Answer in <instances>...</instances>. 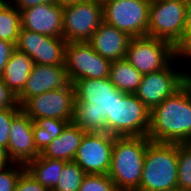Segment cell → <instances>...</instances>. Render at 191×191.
I'll return each mask as SVG.
<instances>
[{
	"label": "cell",
	"mask_w": 191,
	"mask_h": 191,
	"mask_svg": "<svg viewBox=\"0 0 191 191\" xmlns=\"http://www.w3.org/2000/svg\"><path fill=\"white\" fill-rule=\"evenodd\" d=\"M15 1V7L21 11L23 9H28L30 7H35L39 4H54L56 3V0H14Z\"/></svg>",
	"instance_id": "34"
},
{
	"label": "cell",
	"mask_w": 191,
	"mask_h": 191,
	"mask_svg": "<svg viewBox=\"0 0 191 191\" xmlns=\"http://www.w3.org/2000/svg\"><path fill=\"white\" fill-rule=\"evenodd\" d=\"M142 74L126 59L112 61L109 79L117 90L134 94L141 82Z\"/></svg>",
	"instance_id": "22"
},
{
	"label": "cell",
	"mask_w": 191,
	"mask_h": 191,
	"mask_svg": "<svg viewBox=\"0 0 191 191\" xmlns=\"http://www.w3.org/2000/svg\"><path fill=\"white\" fill-rule=\"evenodd\" d=\"M21 28L38 34L63 38V7L54 4H39L23 9Z\"/></svg>",
	"instance_id": "16"
},
{
	"label": "cell",
	"mask_w": 191,
	"mask_h": 191,
	"mask_svg": "<svg viewBox=\"0 0 191 191\" xmlns=\"http://www.w3.org/2000/svg\"><path fill=\"white\" fill-rule=\"evenodd\" d=\"M12 164L10 161V158L7 154V150L4 146L0 145V167H3L5 165H9V163Z\"/></svg>",
	"instance_id": "36"
},
{
	"label": "cell",
	"mask_w": 191,
	"mask_h": 191,
	"mask_svg": "<svg viewBox=\"0 0 191 191\" xmlns=\"http://www.w3.org/2000/svg\"><path fill=\"white\" fill-rule=\"evenodd\" d=\"M5 2V0H0V7L2 6V4Z\"/></svg>",
	"instance_id": "41"
},
{
	"label": "cell",
	"mask_w": 191,
	"mask_h": 191,
	"mask_svg": "<svg viewBox=\"0 0 191 191\" xmlns=\"http://www.w3.org/2000/svg\"><path fill=\"white\" fill-rule=\"evenodd\" d=\"M73 123L85 132L107 133L106 117L111 116L115 96L120 92L109 77L82 79L73 83Z\"/></svg>",
	"instance_id": "1"
},
{
	"label": "cell",
	"mask_w": 191,
	"mask_h": 191,
	"mask_svg": "<svg viewBox=\"0 0 191 191\" xmlns=\"http://www.w3.org/2000/svg\"><path fill=\"white\" fill-rule=\"evenodd\" d=\"M6 150L10 161L20 166L40 155L34 142L33 120L23 110L12 119Z\"/></svg>",
	"instance_id": "15"
},
{
	"label": "cell",
	"mask_w": 191,
	"mask_h": 191,
	"mask_svg": "<svg viewBox=\"0 0 191 191\" xmlns=\"http://www.w3.org/2000/svg\"><path fill=\"white\" fill-rule=\"evenodd\" d=\"M74 108L75 92L72 83L64 88L30 97L21 105V109L33 121L39 118H56L72 122Z\"/></svg>",
	"instance_id": "11"
},
{
	"label": "cell",
	"mask_w": 191,
	"mask_h": 191,
	"mask_svg": "<svg viewBox=\"0 0 191 191\" xmlns=\"http://www.w3.org/2000/svg\"><path fill=\"white\" fill-rule=\"evenodd\" d=\"M178 144L150 141L142 178L136 191H163L178 187Z\"/></svg>",
	"instance_id": "4"
},
{
	"label": "cell",
	"mask_w": 191,
	"mask_h": 191,
	"mask_svg": "<svg viewBox=\"0 0 191 191\" xmlns=\"http://www.w3.org/2000/svg\"><path fill=\"white\" fill-rule=\"evenodd\" d=\"M176 56V48L169 42L150 36L132 37L126 60L142 75L165 69Z\"/></svg>",
	"instance_id": "8"
},
{
	"label": "cell",
	"mask_w": 191,
	"mask_h": 191,
	"mask_svg": "<svg viewBox=\"0 0 191 191\" xmlns=\"http://www.w3.org/2000/svg\"><path fill=\"white\" fill-rule=\"evenodd\" d=\"M115 137L109 133L86 132L73 161L85 174H108Z\"/></svg>",
	"instance_id": "12"
},
{
	"label": "cell",
	"mask_w": 191,
	"mask_h": 191,
	"mask_svg": "<svg viewBox=\"0 0 191 191\" xmlns=\"http://www.w3.org/2000/svg\"><path fill=\"white\" fill-rule=\"evenodd\" d=\"M15 50V43L0 40V77L2 76L5 66Z\"/></svg>",
	"instance_id": "32"
},
{
	"label": "cell",
	"mask_w": 191,
	"mask_h": 191,
	"mask_svg": "<svg viewBox=\"0 0 191 191\" xmlns=\"http://www.w3.org/2000/svg\"><path fill=\"white\" fill-rule=\"evenodd\" d=\"M10 165L13 164L0 167V191H14L20 174L25 170V165L23 164L16 169L14 165L12 168L6 167Z\"/></svg>",
	"instance_id": "28"
},
{
	"label": "cell",
	"mask_w": 191,
	"mask_h": 191,
	"mask_svg": "<svg viewBox=\"0 0 191 191\" xmlns=\"http://www.w3.org/2000/svg\"><path fill=\"white\" fill-rule=\"evenodd\" d=\"M66 163L64 160L50 159L38 155L25 165V169L44 187L52 191L56 187Z\"/></svg>",
	"instance_id": "21"
},
{
	"label": "cell",
	"mask_w": 191,
	"mask_h": 191,
	"mask_svg": "<svg viewBox=\"0 0 191 191\" xmlns=\"http://www.w3.org/2000/svg\"><path fill=\"white\" fill-rule=\"evenodd\" d=\"M178 187L191 191V148L178 144Z\"/></svg>",
	"instance_id": "26"
},
{
	"label": "cell",
	"mask_w": 191,
	"mask_h": 191,
	"mask_svg": "<svg viewBox=\"0 0 191 191\" xmlns=\"http://www.w3.org/2000/svg\"><path fill=\"white\" fill-rule=\"evenodd\" d=\"M131 39L126 32L103 22L88 42L99 55L112 62L126 58Z\"/></svg>",
	"instance_id": "18"
},
{
	"label": "cell",
	"mask_w": 191,
	"mask_h": 191,
	"mask_svg": "<svg viewBox=\"0 0 191 191\" xmlns=\"http://www.w3.org/2000/svg\"><path fill=\"white\" fill-rule=\"evenodd\" d=\"M163 191H185L179 187H176V188H173V189H170V190H163Z\"/></svg>",
	"instance_id": "39"
},
{
	"label": "cell",
	"mask_w": 191,
	"mask_h": 191,
	"mask_svg": "<svg viewBox=\"0 0 191 191\" xmlns=\"http://www.w3.org/2000/svg\"><path fill=\"white\" fill-rule=\"evenodd\" d=\"M104 22L103 4L85 0L63 7V38L66 42H88Z\"/></svg>",
	"instance_id": "9"
},
{
	"label": "cell",
	"mask_w": 191,
	"mask_h": 191,
	"mask_svg": "<svg viewBox=\"0 0 191 191\" xmlns=\"http://www.w3.org/2000/svg\"><path fill=\"white\" fill-rule=\"evenodd\" d=\"M111 61L99 55L89 42H67L65 69L70 83L109 77Z\"/></svg>",
	"instance_id": "10"
},
{
	"label": "cell",
	"mask_w": 191,
	"mask_h": 191,
	"mask_svg": "<svg viewBox=\"0 0 191 191\" xmlns=\"http://www.w3.org/2000/svg\"><path fill=\"white\" fill-rule=\"evenodd\" d=\"M14 191H50L36 180L26 169L20 174Z\"/></svg>",
	"instance_id": "30"
},
{
	"label": "cell",
	"mask_w": 191,
	"mask_h": 191,
	"mask_svg": "<svg viewBox=\"0 0 191 191\" xmlns=\"http://www.w3.org/2000/svg\"><path fill=\"white\" fill-rule=\"evenodd\" d=\"M22 109H2L0 110V145L6 149L9 142V131L12 124V119Z\"/></svg>",
	"instance_id": "29"
},
{
	"label": "cell",
	"mask_w": 191,
	"mask_h": 191,
	"mask_svg": "<svg viewBox=\"0 0 191 191\" xmlns=\"http://www.w3.org/2000/svg\"><path fill=\"white\" fill-rule=\"evenodd\" d=\"M107 133L116 137L147 136L150 111L135 94L119 92L111 116L106 117Z\"/></svg>",
	"instance_id": "5"
},
{
	"label": "cell",
	"mask_w": 191,
	"mask_h": 191,
	"mask_svg": "<svg viewBox=\"0 0 191 191\" xmlns=\"http://www.w3.org/2000/svg\"><path fill=\"white\" fill-rule=\"evenodd\" d=\"M148 136L115 137L108 176L120 191H136L141 182Z\"/></svg>",
	"instance_id": "3"
},
{
	"label": "cell",
	"mask_w": 191,
	"mask_h": 191,
	"mask_svg": "<svg viewBox=\"0 0 191 191\" xmlns=\"http://www.w3.org/2000/svg\"><path fill=\"white\" fill-rule=\"evenodd\" d=\"M2 109H21V106L18 104L17 96L8 89L0 77V110Z\"/></svg>",
	"instance_id": "31"
},
{
	"label": "cell",
	"mask_w": 191,
	"mask_h": 191,
	"mask_svg": "<svg viewBox=\"0 0 191 191\" xmlns=\"http://www.w3.org/2000/svg\"><path fill=\"white\" fill-rule=\"evenodd\" d=\"M20 29V11L9 1H5L0 7V40L16 44Z\"/></svg>",
	"instance_id": "24"
},
{
	"label": "cell",
	"mask_w": 191,
	"mask_h": 191,
	"mask_svg": "<svg viewBox=\"0 0 191 191\" xmlns=\"http://www.w3.org/2000/svg\"><path fill=\"white\" fill-rule=\"evenodd\" d=\"M176 56L191 57V30H186L183 41L176 48Z\"/></svg>",
	"instance_id": "33"
},
{
	"label": "cell",
	"mask_w": 191,
	"mask_h": 191,
	"mask_svg": "<svg viewBox=\"0 0 191 191\" xmlns=\"http://www.w3.org/2000/svg\"><path fill=\"white\" fill-rule=\"evenodd\" d=\"M70 123L56 118H39L33 121V135L37 150L41 153Z\"/></svg>",
	"instance_id": "23"
},
{
	"label": "cell",
	"mask_w": 191,
	"mask_h": 191,
	"mask_svg": "<svg viewBox=\"0 0 191 191\" xmlns=\"http://www.w3.org/2000/svg\"><path fill=\"white\" fill-rule=\"evenodd\" d=\"M85 175L84 170L77 163L69 161L64 165L56 187L52 191H79Z\"/></svg>",
	"instance_id": "25"
},
{
	"label": "cell",
	"mask_w": 191,
	"mask_h": 191,
	"mask_svg": "<svg viewBox=\"0 0 191 191\" xmlns=\"http://www.w3.org/2000/svg\"><path fill=\"white\" fill-rule=\"evenodd\" d=\"M66 40L20 29L16 49L37 65H65Z\"/></svg>",
	"instance_id": "13"
},
{
	"label": "cell",
	"mask_w": 191,
	"mask_h": 191,
	"mask_svg": "<svg viewBox=\"0 0 191 191\" xmlns=\"http://www.w3.org/2000/svg\"><path fill=\"white\" fill-rule=\"evenodd\" d=\"M151 141L186 144L191 138V102L180 88L150 111Z\"/></svg>",
	"instance_id": "2"
},
{
	"label": "cell",
	"mask_w": 191,
	"mask_h": 191,
	"mask_svg": "<svg viewBox=\"0 0 191 191\" xmlns=\"http://www.w3.org/2000/svg\"><path fill=\"white\" fill-rule=\"evenodd\" d=\"M170 64L161 71L142 75L136 97L151 111L180 89L182 72L173 71Z\"/></svg>",
	"instance_id": "14"
},
{
	"label": "cell",
	"mask_w": 191,
	"mask_h": 191,
	"mask_svg": "<svg viewBox=\"0 0 191 191\" xmlns=\"http://www.w3.org/2000/svg\"><path fill=\"white\" fill-rule=\"evenodd\" d=\"M186 145L191 148V138H190L189 141L186 143Z\"/></svg>",
	"instance_id": "40"
},
{
	"label": "cell",
	"mask_w": 191,
	"mask_h": 191,
	"mask_svg": "<svg viewBox=\"0 0 191 191\" xmlns=\"http://www.w3.org/2000/svg\"><path fill=\"white\" fill-rule=\"evenodd\" d=\"M85 133L76 124L70 122L63 132L44 148L40 155L66 162L73 161Z\"/></svg>",
	"instance_id": "19"
},
{
	"label": "cell",
	"mask_w": 191,
	"mask_h": 191,
	"mask_svg": "<svg viewBox=\"0 0 191 191\" xmlns=\"http://www.w3.org/2000/svg\"><path fill=\"white\" fill-rule=\"evenodd\" d=\"M85 0H56V3L58 5H61L62 7L73 5L79 2H83Z\"/></svg>",
	"instance_id": "38"
},
{
	"label": "cell",
	"mask_w": 191,
	"mask_h": 191,
	"mask_svg": "<svg viewBox=\"0 0 191 191\" xmlns=\"http://www.w3.org/2000/svg\"><path fill=\"white\" fill-rule=\"evenodd\" d=\"M79 191H120L108 174H86Z\"/></svg>",
	"instance_id": "27"
},
{
	"label": "cell",
	"mask_w": 191,
	"mask_h": 191,
	"mask_svg": "<svg viewBox=\"0 0 191 191\" xmlns=\"http://www.w3.org/2000/svg\"><path fill=\"white\" fill-rule=\"evenodd\" d=\"M180 88L191 102V75L186 72L181 74Z\"/></svg>",
	"instance_id": "35"
},
{
	"label": "cell",
	"mask_w": 191,
	"mask_h": 191,
	"mask_svg": "<svg viewBox=\"0 0 191 191\" xmlns=\"http://www.w3.org/2000/svg\"><path fill=\"white\" fill-rule=\"evenodd\" d=\"M186 30H191V0H186Z\"/></svg>",
	"instance_id": "37"
},
{
	"label": "cell",
	"mask_w": 191,
	"mask_h": 191,
	"mask_svg": "<svg viewBox=\"0 0 191 191\" xmlns=\"http://www.w3.org/2000/svg\"><path fill=\"white\" fill-rule=\"evenodd\" d=\"M186 35V0L151 1L147 36L165 40L175 48Z\"/></svg>",
	"instance_id": "6"
},
{
	"label": "cell",
	"mask_w": 191,
	"mask_h": 191,
	"mask_svg": "<svg viewBox=\"0 0 191 191\" xmlns=\"http://www.w3.org/2000/svg\"><path fill=\"white\" fill-rule=\"evenodd\" d=\"M69 83L65 65L34 64L24 89L17 96L18 104L21 106L30 97L64 88Z\"/></svg>",
	"instance_id": "17"
},
{
	"label": "cell",
	"mask_w": 191,
	"mask_h": 191,
	"mask_svg": "<svg viewBox=\"0 0 191 191\" xmlns=\"http://www.w3.org/2000/svg\"><path fill=\"white\" fill-rule=\"evenodd\" d=\"M33 66V59L26 53L20 52L17 49L13 52L1 78L14 95L18 96L24 89Z\"/></svg>",
	"instance_id": "20"
},
{
	"label": "cell",
	"mask_w": 191,
	"mask_h": 191,
	"mask_svg": "<svg viewBox=\"0 0 191 191\" xmlns=\"http://www.w3.org/2000/svg\"><path fill=\"white\" fill-rule=\"evenodd\" d=\"M150 0H104V22L131 37L147 36Z\"/></svg>",
	"instance_id": "7"
},
{
	"label": "cell",
	"mask_w": 191,
	"mask_h": 191,
	"mask_svg": "<svg viewBox=\"0 0 191 191\" xmlns=\"http://www.w3.org/2000/svg\"><path fill=\"white\" fill-rule=\"evenodd\" d=\"M150 1H166V0H150Z\"/></svg>",
	"instance_id": "42"
}]
</instances>
